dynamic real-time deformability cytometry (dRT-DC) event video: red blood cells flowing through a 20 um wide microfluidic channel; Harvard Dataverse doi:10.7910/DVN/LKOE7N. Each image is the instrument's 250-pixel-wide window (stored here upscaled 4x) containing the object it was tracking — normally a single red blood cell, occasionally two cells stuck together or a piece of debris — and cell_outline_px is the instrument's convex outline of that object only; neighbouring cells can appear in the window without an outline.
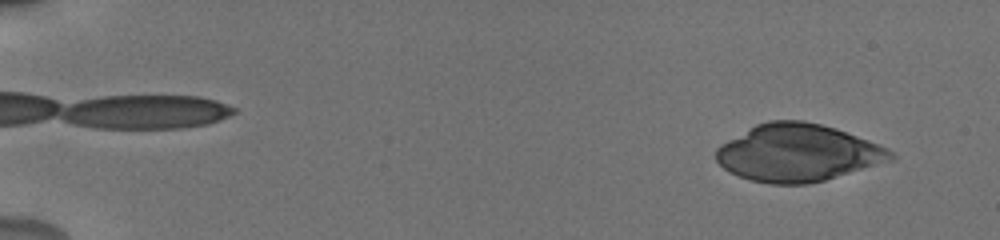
{"species": "human", "species_latin": "Homo sapiens", "temperature_condition": "cold", "stored_images_in_passage": 54, "camera_frame_rate_fps": 3000, "um_per_image_px": 0.085, "donor": {"sex": "male"}, "frame": {"image": 1, "passage_image": 4, "time_ms": 1.0, "image_size_px": [1000, 240], "cell_outline_px": [[896, 160], [824, 180], [808, 184], [772, 184], [752, 180], [740, 176], [724, 168], [716, 160], [716, 148], [720, 144], [756, 124], [768, 120], [804, 120], [836, 128], [868, 140], [888, 148], [896, 156]], "centroid_in_image_um": [67.84, 12.99], "position_along_channel_um": 17.2, "area_um2": 58.32}}